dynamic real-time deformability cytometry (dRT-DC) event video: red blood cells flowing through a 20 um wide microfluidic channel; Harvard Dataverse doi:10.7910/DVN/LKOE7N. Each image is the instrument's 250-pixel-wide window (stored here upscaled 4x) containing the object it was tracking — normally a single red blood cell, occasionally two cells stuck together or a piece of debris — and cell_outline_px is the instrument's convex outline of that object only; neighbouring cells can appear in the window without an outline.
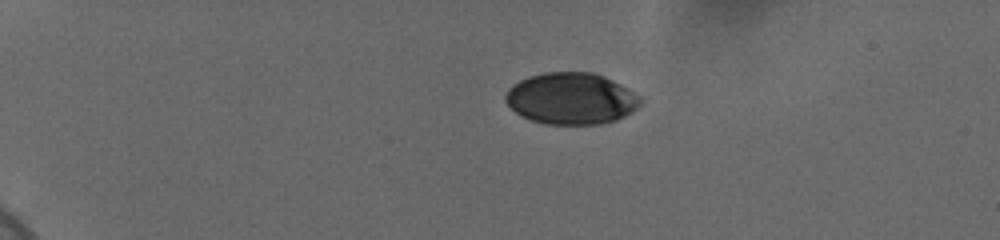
{"species": "human", "species_latin": "Homo sapiens", "temperature_condition": "cold", "stored_images_in_passage": 45, "camera_frame_rate_fps": 3000, "um_per_image_px": 0.085, "donor": {"sex": "female"}, "frame": {"image": 1, "passage_image": 1, "time_ms": 0.0, "image_size_px": [1000, 240], "cell_outline_px": [[640, 104], [632, 112], [616, 120], [600, 124], [544, 124], [520, 116], [504, 100], [504, 96], [508, 88], [512, 84], [528, 76], [544, 72], [592, 72], [604, 76], [620, 84], [632, 92], [640, 100]], "centroid_in_image_um": [48.49, 8.37], "position_along_channel_um": 36.5, "area_um2": 40.46}}
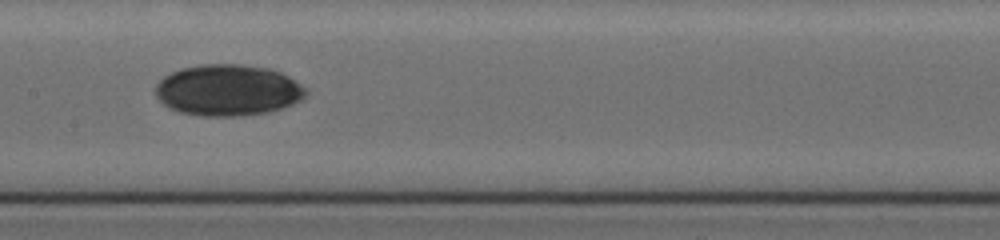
{"frame": {"image": 2, "passage_image": 20, "time_ms": 6.333, "image_size_px": [1000, 240], "cell_outline_px": [[308, 92], [300, 100], [292, 104], [268, 112], [244, 116], [200, 116], [180, 112], [168, 108], [156, 96], [156, 84], [164, 76], [180, 68], [200, 64], [240, 64], [268, 68], [280, 72], [288, 76], [308, 88]], "centroid_in_image_um": [19.37, 7.66], "position_along_channel_um": 188.0, "area_um2": 45.14}}
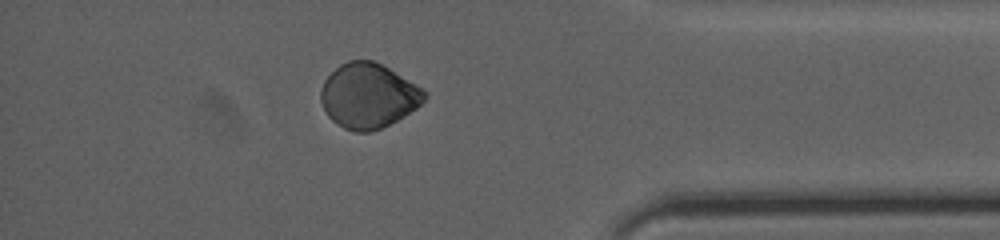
{"frame": {"image": 3, "passage_image": 39, "time_ms": 12.667, "image_size_px": [1000, 240], "cell_outline_px": [[428, 96], [416, 108], [396, 120], [380, 128], [368, 132], [352, 132], [336, 124], [328, 116], [320, 100], [320, 92], [324, 80], [340, 64], [348, 60], [372, 60], [388, 68], [424, 88], [428, 92]], "centroid_in_image_um": [31.3, 8.14], "position_along_channel_um": 403.9, "area_um2": 39.07}, "authors_computed_cell_mechanics": {"area_um2": 41.616, "velocity_mm_per_s": 3.6966, "shape_relaxation_time_tau1_ms": 2.5908, "shape_relaxation_time_tau2_ms": null, "deformation_change_tau1": 0.0267, "deformation_change_tau2": null}}